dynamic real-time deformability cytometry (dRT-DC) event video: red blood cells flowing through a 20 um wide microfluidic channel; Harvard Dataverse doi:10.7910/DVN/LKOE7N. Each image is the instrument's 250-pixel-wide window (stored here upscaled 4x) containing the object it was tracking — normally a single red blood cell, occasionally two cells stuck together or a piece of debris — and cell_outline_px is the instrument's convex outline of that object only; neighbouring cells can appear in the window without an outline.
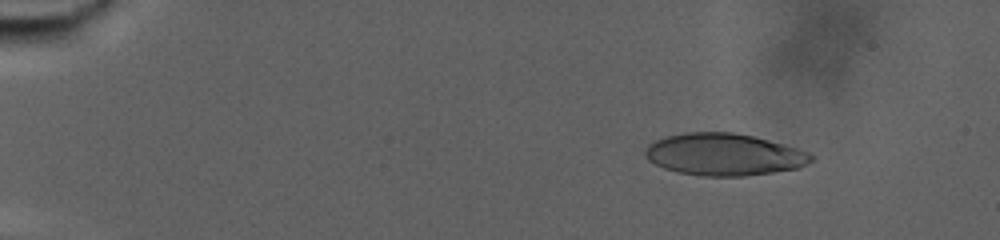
{"species": "human", "species_latin": "Homo sapiens", "temperature_condition": "warm", "stored_images_in_passage": 78, "camera_frame_rate_fps": 3000, "um_per_image_px": 0.085, "donor": {"sex": "male"}, "frame": {"image": 1, "passage_image": 11, "time_ms": 3.333, "image_size_px": [1000, 240], "cell_outline_px": [[816, 156], [808, 164], [800, 168], [744, 176], [704, 176], [680, 172], [664, 168], [648, 160], [644, 156], [644, 152], [648, 144], [656, 140], [668, 136], [684, 132], [732, 132], [752, 136], [784, 144], [808, 152]], "centroid_in_image_um": [61.56, 13.13], "position_along_channel_um": 23.4, "area_um2": 40.63}}
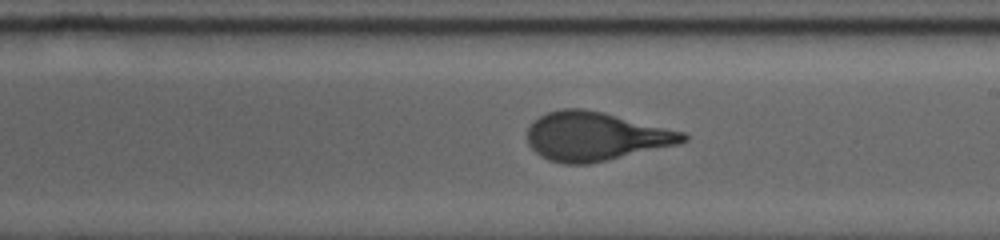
{"frame": {"image": 2, "passage_image": 48, "time_ms": 15.667, "image_size_px": [1000, 240], "cell_outline_px": [[688, 140], [680, 144], [588, 164], [564, 164], [548, 160], [540, 156], [528, 144], [528, 128], [540, 116], [548, 112], [560, 108], [584, 108], [604, 112], [684, 132], [688, 136]], "centroid_in_image_um": [50.63, 11.59], "position_along_channel_um": 238.4, "area_um2": 44.16}}
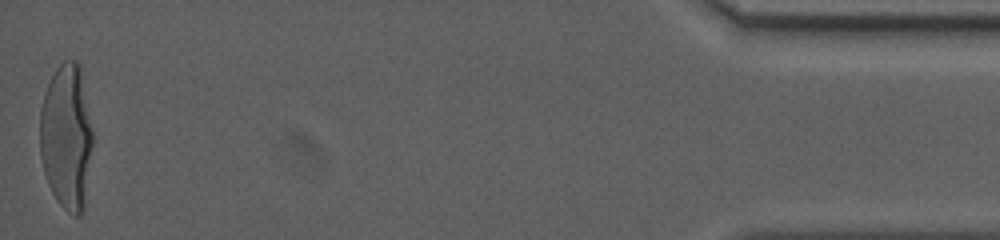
{"frame": {"image": 3, "passage_image": 78, "time_ms": 25.667, "image_size_px": [1000, 240], "cell_outline_px": [[92, 144], [84, 208], [80, 216], [72, 216], [56, 200], [48, 184], [44, 172], [40, 156], [40, 108], [44, 92], [56, 68], [64, 60], [76, 60], [80, 64], [92, 132]], "centroid_in_image_um": [5.64, 11.63], "position_along_channel_um": 429.6, "area_um2": 44.8}, "authors_computed_cell_mechanics": {"area_um2": 43.2344, "velocity_mm_per_s": 2.7189, "shape_relaxation_time_tau1_ms": 7.8872, "shape_relaxation_time_tau2_ms": null, "deformation_change_tau1": 0.2657, "deformation_change_tau2": null}}